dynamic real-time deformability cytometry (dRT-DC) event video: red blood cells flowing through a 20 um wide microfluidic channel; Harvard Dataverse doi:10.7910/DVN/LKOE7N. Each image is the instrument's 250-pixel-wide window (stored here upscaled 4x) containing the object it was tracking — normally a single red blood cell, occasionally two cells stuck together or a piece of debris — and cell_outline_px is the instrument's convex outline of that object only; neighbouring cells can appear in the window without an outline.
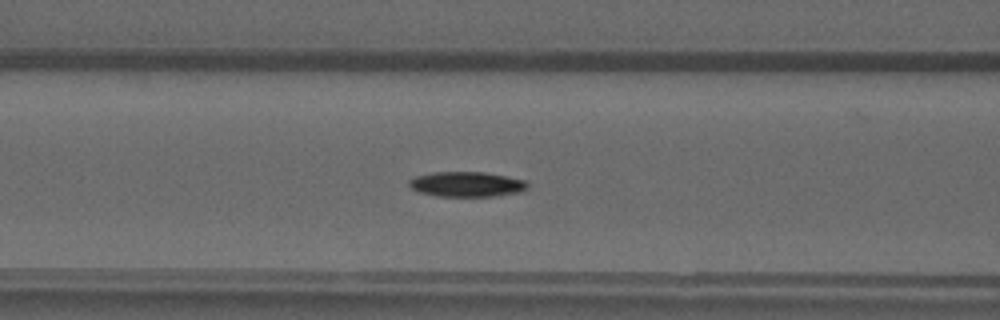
{"species": "common noctule bat (a hibernating species)", "species_latin": "Nyctalus noctula", "temperature_condition": "warm", "stored_images_in_passage": 38, "camera_frame_rate_fps": 3000, "um_per_image_px": 0.085, "animal": {"sex": "male", "forearm_length_mm": 52.5}, "frame": {"image": 1, "passage_image": 9, "time_ms": 2.667, "image_size_px": [1000, 320], "cell_outline_px": [[528, 188], [524, 192], [492, 196], [436, 196], [420, 192], [412, 188], [408, 184], [408, 180], [416, 176], [432, 172], [484, 172], [524, 180], [528, 184]], "centroid_in_image_um": [39.67, 15.66], "position_along_channel_um": 126.9, "area_um2": 17.28}}
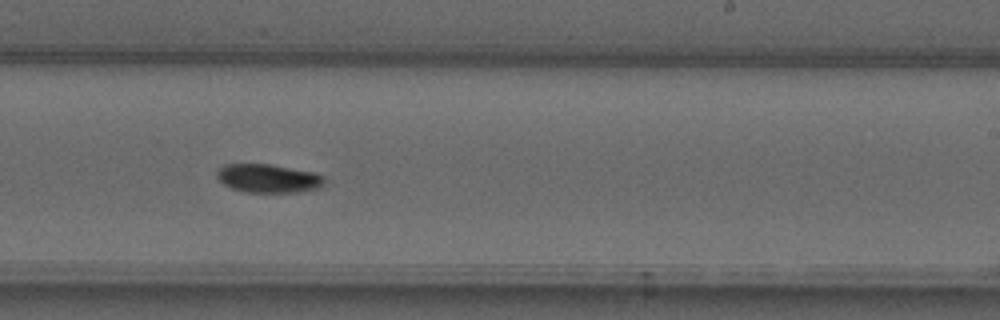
{"frame": {"image": 2, "passage_image": 19, "time_ms": 6.0, "image_size_px": [1000, 320], "cell_outline_px": [[324, 184], [320, 188], [300, 192], [244, 192], [232, 188], [224, 184], [216, 176], [216, 172], [224, 164], [268, 164], [316, 172], [324, 176]], "centroid_in_image_um": [22.83, 15.16], "position_along_channel_um": 266.2, "area_um2": 17.98}}
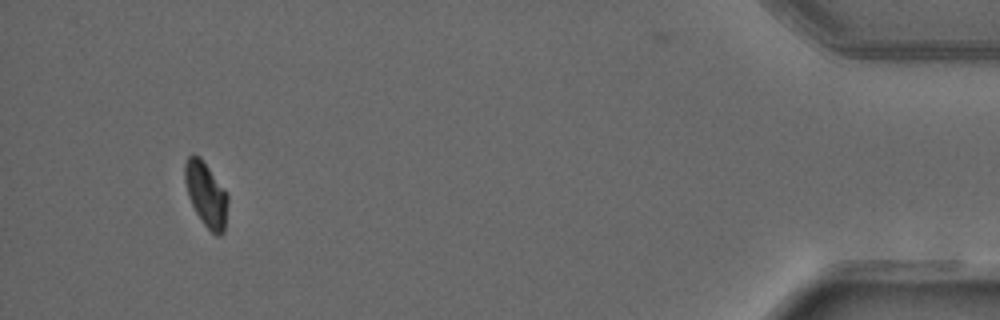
{"frame": {"image": 3, "passage_image": 35, "time_ms": 11.333, "image_size_px": [1000, 320], "cell_outline_px": [[228, 200], [224, 232], [220, 236], [216, 236], [204, 224], [196, 212], [188, 196], [184, 180], [184, 164], [188, 156], [192, 152], [200, 156], [228, 196]], "centroid_in_image_um": [17.49, 16.5], "position_along_channel_um": 417.7, "area_um2": 16.01}}